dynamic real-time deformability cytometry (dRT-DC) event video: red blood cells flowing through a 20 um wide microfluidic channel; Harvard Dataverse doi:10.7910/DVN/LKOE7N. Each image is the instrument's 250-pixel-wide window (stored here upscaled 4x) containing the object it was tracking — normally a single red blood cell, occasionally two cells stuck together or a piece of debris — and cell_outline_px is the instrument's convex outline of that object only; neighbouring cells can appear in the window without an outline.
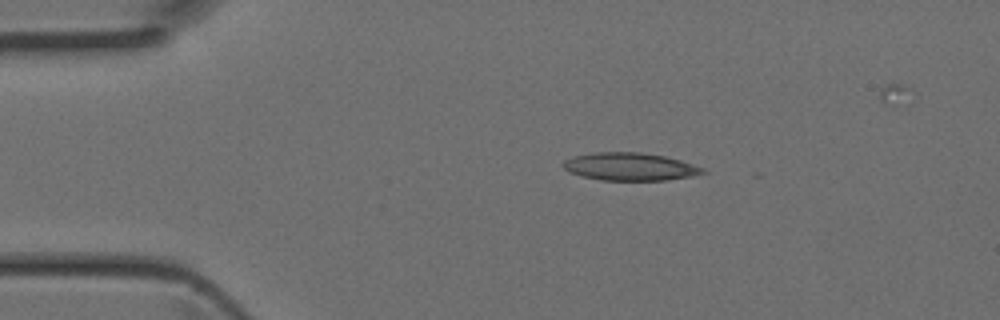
{"species": "Egyptian fruit bat (a non-hibernating species)", "species_latin": "Rousettus aegyptiacus", "temperature_condition": "room temperature", "stored_images_in_passage": 24, "camera_frame_rate_fps": 3000, "um_per_image_px": 0.085, "animal": {"sex": "female"}, "frame": {"image": 1, "passage_image": 1, "time_ms": 0.0, "image_size_px": [1000, 320], "cell_outline_px": [[708, 172], [692, 176], [664, 180], [600, 180], [568, 172], [560, 164], [564, 160], [572, 156], [592, 152], [640, 152], [664, 156], [680, 160], [704, 168]], "centroid_in_image_um": [53.51, 14.16], "position_along_channel_um": 31.5, "area_um2": 22.66}}
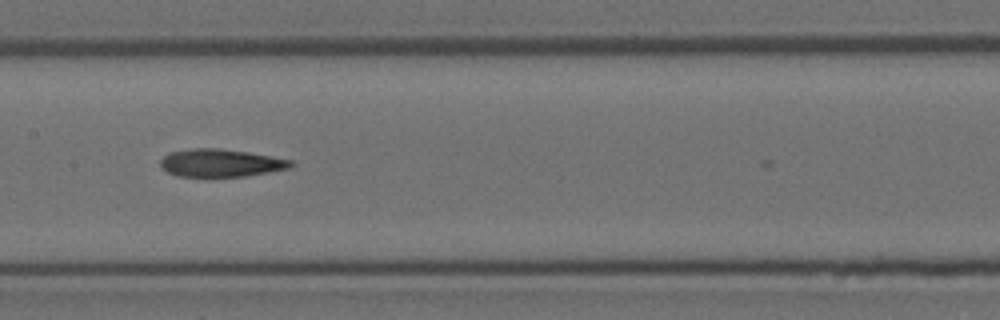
{"frame": {"image": 2, "passage_image": 14, "time_ms": 4.333, "image_size_px": [1000, 320], "cell_outline_px": [[296, 164], [288, 168], [268, 172], [244, 176], [176, 176], [168, 172], [160, 164], [160, 160], [164, 156], [172, 152], [192, 148], [220, 148], [248, 152], [292, 160]], "centroid_in_image_um": [18.77, 13.84], "position_along_channel_um": 188.6, "area_um2": 20.87}}
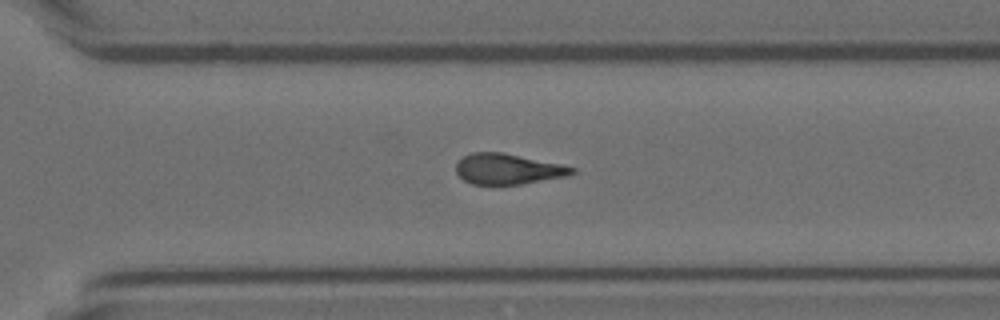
{"frame": {"image": 3, "passage_image": 23, "time_ms": 7.333, "image_size_px": [1000, 320], "cell_outline_px": [[576, 172], [568, 176], [520, 184], [472, 184], [464, 180], [456, 172], [456, 164], [464, 156], [472, 152], [504, 152], [564, 164], [576, 168]], "centroid_in_image_um": [43.22, 14.35], "position_along_channel_um": 327.4, "area_um2": 20.81}}